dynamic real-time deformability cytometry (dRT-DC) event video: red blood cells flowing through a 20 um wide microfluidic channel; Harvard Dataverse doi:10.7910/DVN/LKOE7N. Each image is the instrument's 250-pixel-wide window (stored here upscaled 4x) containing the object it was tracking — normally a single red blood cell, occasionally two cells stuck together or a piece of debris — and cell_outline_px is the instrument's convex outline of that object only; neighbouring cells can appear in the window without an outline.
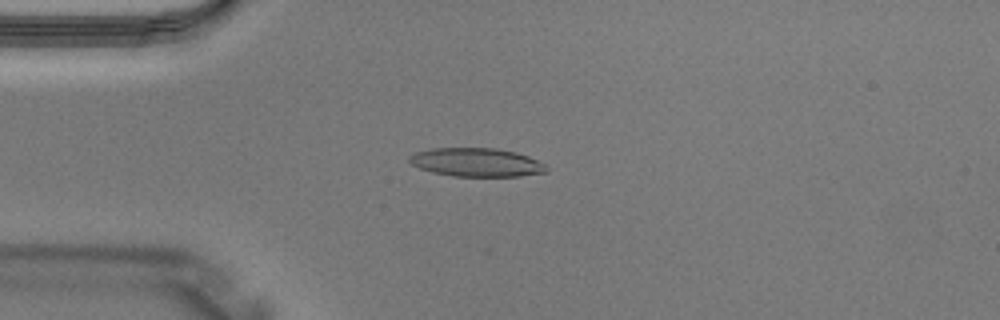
{"species": "Egyptian fruit bat (a non-hibernating species)", "species_latin": "Rousettus aegyptiacus", "temperature_condition": "warm", "stored_images_in_passage": 2, "camera_frame_rate_fps": 3000, "um_per_image_px": 0.085, "animal": {"sex": "male"}, "frame": {"image": 1, "passage_image": 2, "time_ms": 0.333, "image_size_px": [1000, 320], "cell_outline_px": [[548, 168], [544, 172], [520, 176], [452, 176], [432, 172], [420, 168], [412, 164], [408, 160], [408, 156], [416, 152], [432, 148], [496, 148], [516, 152], [528, 156], [544, 164]], "centroid_in_image_um": [40.47, 13.79], "position_along_channel_um": 44.5, "area_um2": 22.72}}